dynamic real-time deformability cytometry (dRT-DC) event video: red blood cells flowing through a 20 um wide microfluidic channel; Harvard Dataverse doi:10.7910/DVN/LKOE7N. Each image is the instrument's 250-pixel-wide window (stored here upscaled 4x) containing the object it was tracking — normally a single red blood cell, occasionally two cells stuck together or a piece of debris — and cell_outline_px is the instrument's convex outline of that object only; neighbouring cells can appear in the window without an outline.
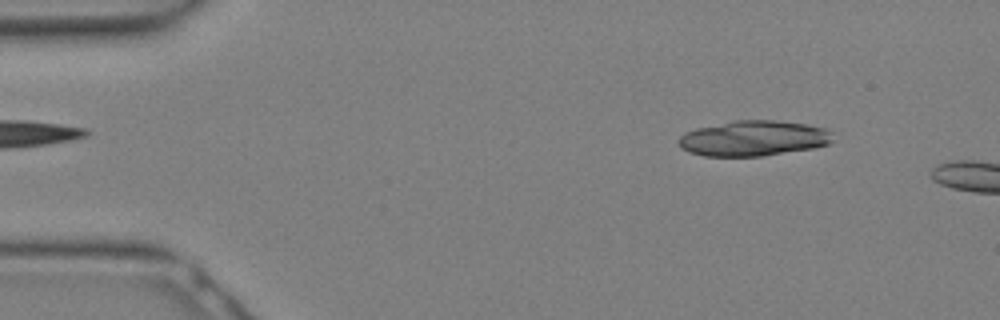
{"species": "Egyptian fruit bat (a non-hibernating species)", "species_latin": "Rousettus aegyptiacus", "temperature_condition": "warm", "stored_images_in_passage": 14, "segment_of_instrument_passage": [1, 2], "camera_frame_rate_fps": 3000, "um_per_image_px": 0.085, "animal": {"sex": "female"}, "frame": {"image": 1, "passage_image": 3, "time_ms": 0.667, "image_size_px": [1000, 320], "cell_outline_px": [[832, 140], [828, 144], [812, 148], [764, 156], [704, 156], [688, 152], [680, 148], [680, 136], [684, 132], [696, 128], [736, 120], [776, 120], [808, 124], [824, 128], [832, 132]], "centroid_in_image_um": [64.04, 11.75], "position_along_channel_um": 21.0, "area_um2": 31.85}}
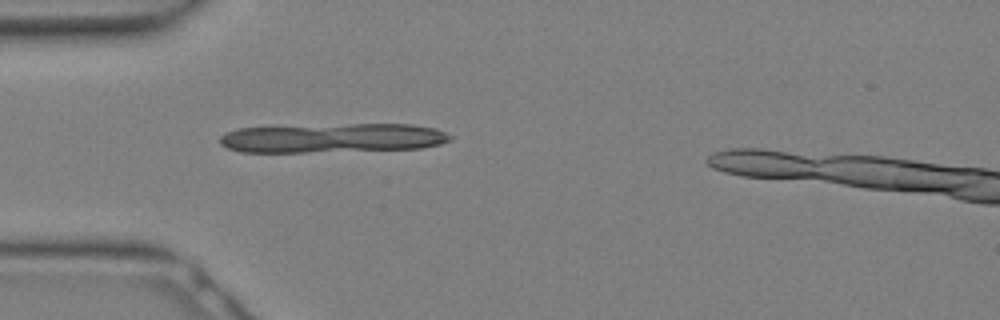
{"frame": {"image": 2, "passage_image": 8, "time_ms": 2.333, "image_size_px": [1000, 320], "cell_outline_px": [[452, 140], [440, 144], [420, 148], [304, 152], [240, 152], [228, 148], [220, 144], [220, 136], [224, 132], [236, 128], [352, 124], [412, 124], [436, 128], [452, 136]], "centroid_in_image_um": [28.26, 11.73], "position_along_channel_um": 56.7, "area_um2": 39.25}}